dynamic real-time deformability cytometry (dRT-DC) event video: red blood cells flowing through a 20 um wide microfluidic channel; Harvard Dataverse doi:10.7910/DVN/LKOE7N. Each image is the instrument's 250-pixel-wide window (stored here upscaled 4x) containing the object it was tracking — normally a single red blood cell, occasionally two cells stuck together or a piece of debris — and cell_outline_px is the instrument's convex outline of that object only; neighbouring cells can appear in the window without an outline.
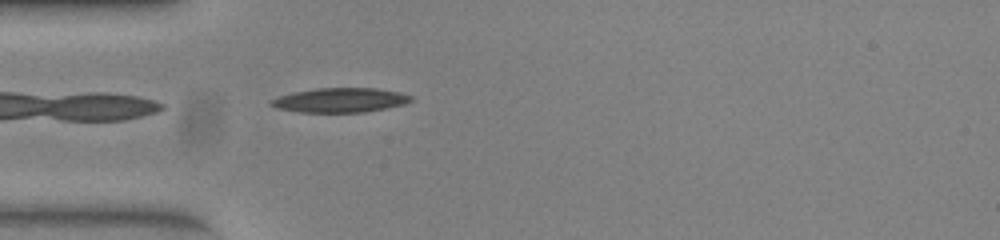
{"species": "common noctule bat (a hibernating species)", "species_latin": "Nyctalus noctula", "temperature_condition": "warm", "stored_images_in_passage": 38, "camera_frame_rate_fps": 3000, "um_per_image_px": 0.085, "animal": {"sex": "female", "body_mass_g": 23.0, "forearm_length_mm": 53.4}, "frame": {"image": 1, "passage_image": 1, "time_ms": 0.0, "image_size_px": [1000, 240], "cell_outline_px": [[412, 100], [404, 104], [364, 112], [300, 112], [276, 108], [268, 104], [268, 100], [292, 92], [316, 88], [376, 88], [400, 92], [412, 96]], "centroid_in_image_um": [28.87, 8.5], "position_along_channel_um": 56.1, "area_um2": 19.94}}
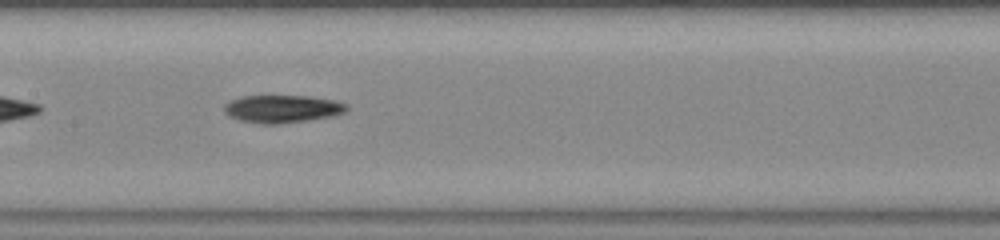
{"frame": {"image": 2, "passage_image": 11, "time_ms": 3.333, "image_size_px": [1000, 240], "cell_outline_px": [[348, 108], [344, 112], [328, 116], [304, 120], [276, 124], [260, 124], [240, 120], [224, 112], [224, 104], [232, 100], [244, 96], [308, 96], [336, 100], [348, 104]], "centroid_in_image_um": [23.99, 9.24], "position_along_channel_um": 183.4, "area_um2": 19.42}}
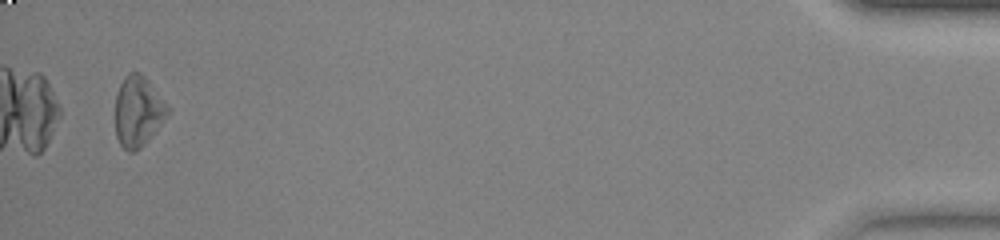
{"frame": {"image": 3, "passage_image": 36, "time_ms": 11.667, "image_size_px": [1000, 240], "cell_outline_px": [[168, 112], [160, 124], [144, 144], [140, 148], [132, 152], [128, 152], [120, 144], [116, 136], [116, 96], [120, 84], [124, 76], [128, 72], [140, 72], [148, 80], [168, 108]], "centroid_in_image_um": [11.69, 9.45], "position_along_channel_um": 423.5, "area_um2": 20.92}, "authors_computed_cell_mechanics": {"area_um2": 19.7676, "velocity_mm_per_s": 3.9464, "shape_relaxation_time_tau1_ms": 5.4063, "shape_relaxation_time_tau2_ms": 8.2513, "deformation_change_tau1": 0.1365, "deformation_change_tau2": 0.2212}}